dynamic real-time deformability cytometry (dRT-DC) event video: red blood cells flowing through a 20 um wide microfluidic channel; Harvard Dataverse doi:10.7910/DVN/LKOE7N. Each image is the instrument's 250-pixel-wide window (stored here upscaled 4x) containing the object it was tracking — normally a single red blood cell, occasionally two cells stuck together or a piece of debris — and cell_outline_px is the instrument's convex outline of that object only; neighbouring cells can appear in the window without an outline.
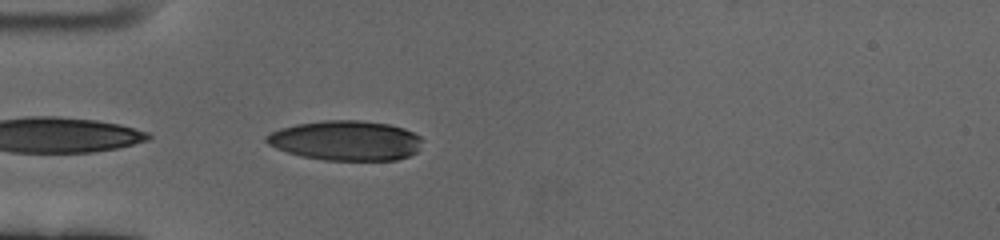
{"species": "human", "species_latin": "Homo sapiens", "temperature_condition": "cold", "stored_images_in_passage": 36, "camera_frame_rate_fps": 3000, "um_per_image_px": 0.085, "donor": {"sex": "female"}, "frame": {"image": 1, "passage_image": 1, "time_ms": 0.0, "image_size_px": [1000, 240], "cell_outline_px": [[424, 140], [416, 152], [408, 156], [396, 160], [324, 160], [300, 156], [276, 148], [268, 144], [264, 140], [264, 136], [280, 128], [296, 124], [324, 120], [360, 120], [388, 124], [404, 128], [420, 136]], "centroid_in_image_um": [29.39, 11.94], "position_along_channel_um": 55.6, "area_um2": 36.36}}
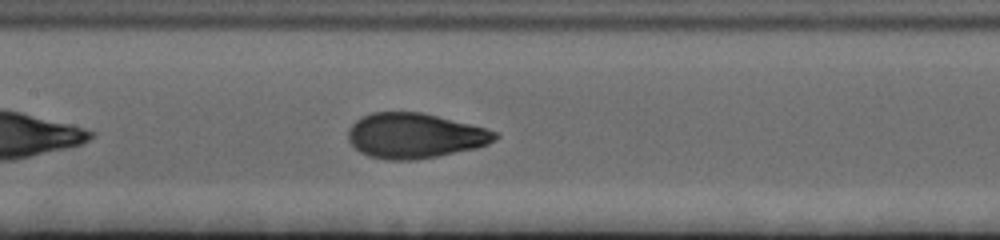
{"frame": {"image": 2, "passage_image": 12, "time_ms": 3.667, "image_size_px": [1000, 240], "cell_outline_px": [[500, 136], [496, 140], [488, 144], [476, 148], [436, 156], [412, 160], [388, 160], [368, 156], [360, 152], [348, 140], [348, 128], [360, 116], [372, 112], [420, 112], [484, 128], [496, 132]], "centroid_in_image_um": [35.22, 11.54], "position_along_channel_um": 172.2, "area_um2": 38.38}}
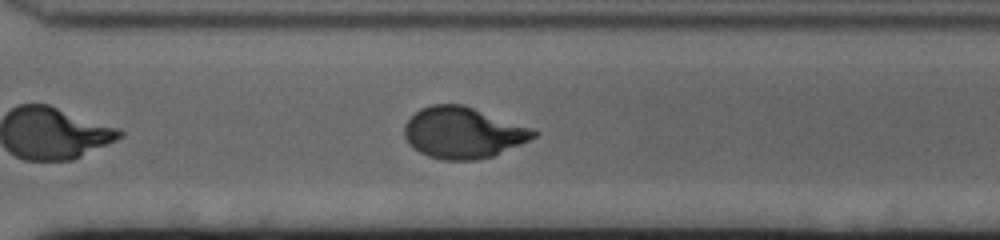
{"frame": {"image": 3, "passage_image": 26, "time_ms": 8.333, "image_size_px": [1000, 240], "cell_outline_px": [[540, 132], [536, 136], [520, 144], [492, 156], [476, 160], [444, 160], [428, 156], [420, 152], [404, 136], [404, 124], [420, 108], [432, 104], [464, 104], [532, 128]], "centroid_in_image_um": [39.36, 11.26], "position_along_channel_um": 331.2, "area_um2": 38.32}, "authors_computed_cell_mechanics": {"area_um2": 38.5237, "velocity_mm_per_s": 3.4261, "shape_relaxation_time_tau1_ms": 5.353, "shape_relaxation_time_tau2_ms": null, "deformation_change_tau1": 0.2122, "deformation_change_tau2": null}}